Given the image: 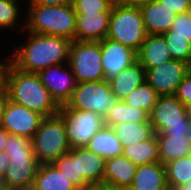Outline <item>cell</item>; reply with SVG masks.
<instances>
[{
	"label": "cell",
	"mask_w": 191,
	"mask_h": 190,
	"mask_svg": "<svg viewBox=\"0 0 191 190\" xmlns=\"http://www.w3.org/2000/svg\"><path fill=\"white\" fill-rule=\"evenodd\" d=\"M147 35L138 6L113 4L106 38L119 42L138 53Z\"/></svg>",
	"instance_id": "obj_6"
},
{
	"label": "cell",
	"mask_w": 191,
	"mask_h": 190,
	"mask_svg": "<svg viewBox=\"0 0 191 190\" xmlns=\"http://www.w3.org/2000/svg\"><path fill=\"white\" fill-rule=\"evenodd\" d=\"M43 118L38 112L8 99L1 127L9 134L32 139Z\"/></svg>",
	"instance_id": "obj_12"
},
{
	"label": "cell",
	"mask_w": 191,
	"mask_h": 190,
	"mask_svg": "<svg viewBox=\"0 0 191 190\" xmlns=\"http://www.w3.org/2000/svg\"><path fill=\"white\" fill-rule=\"evenodd\" d=\"M148 34L162 35L171 29L177 14L169 10L158 0H149L139 6Z\"/></svg>",
	"instance_id": "obj_17"
},
{
	"label": "cell",
	"mask_w": 191,
	"mask_h": 190,
	"mask_svg": "<svg viewBox=\"0 0 191 190\" xmlns=\"http://www.w3.org/2000/svg\"><path fill=\"white\" fill-rule=\"evenodd\" d=\"M67 63L77 83L105 80L100 41H72Z\"/></svg>",
	"instance_id": "obj_7"
},
{
	"label": "cell",
	"mask_w": 191,
	"mask_h": 190,
	"mask_svg": "<svg viewBox=\"0 0 191 190\" xmlns=\"http://www.w3.org/2000/svg\"><path fill=\"white\" fill-rule=\"evenodd\" d=\"M24 32L28 35L26 43L17 46L18 49L10 56L15 68L27 73H38L49 66L68 62L71 40Z\"/></svg>",
	"instance_id": "obj_1"
},
{
	"label": "cell",
	"mask_w": 191,
	"mask_h": 190,
	"mask_svg": "<svg viewBox=\"0 0 191 190\" xmlns=\"http://www.w3.org/2000/svg\"><path fill=\"white\" fill-rule=\"evenodd\" d=\"M85 147L105 160L123 154L121 142L116 137L113 129L106 125L98 130Z\"/></svg>",
	"instance_id": "obj_22"
},
{
	"label": "cell",
	"mask_w": 191,
	"mask_h": 190,
	"mask_svg": "<svg viewBox=\"0 0 191 190\" xmlns=\"http://www.w3.org/2000/svg\"><path fill=\"white\" fill-rule=\"evenodd\" d=\"M128 190H169L165 165L161 162L139 165Z\"/></svg>",
	"instance_id": "obj_19"
},
{
	"label": "cell",
	"mask_w": 191,
	"mask_h": 190,
	"mask_svg": "<svg viewBox=\"0 0 191 190\" xmlns=\"http://www.w3.org/2000/svg\"><path fill=\"white\" fill-rule=\"evenodd\" d=\"M4 152L10 156L9 166L4 176L6 188L31 189L39 167L33 152L32 140L9 134Z\"/></svg>",
	"instance_id": "obj_4"
},
{
	"label": "cell",
	"mask_w": 191,
	"mask_h": 190,
	"mask_svg": "<svg viewBox=\"0 0 191 190\" xmlns=\"http://www.w3.org/2000/svg\"><path fill=\"white\" fill-rule=\"evenodd\" d=\"M169 10L174 11L177 15L188 12L190 0H158Z\"/></svg>",
	"instance_id": "obj_36"
},
{
	"label": "cell",
	"mask_w": 191,
	"mask_h": 190,
	"mask_svg": "<svg viewBox=\"0 0 191 190\" xmlns=\"http://www.w3.org/2000/svg\"><path fill=\"white\" fill-rule=\"evenodd\" d=\"M9 133L2 127H0V153L4 152L5 145L8 140Z\"/></svg>",
	"instance_id": "obj_42"
},
{
	"label": "cell",
	"mask_w": 191,
	"mask_h": 190,
	"mask_svg": "<svg viewBox=\"0 0 191 190\" xmlns=\"http://www.w3.org/2000/svg\"><path fill=\"white\" fill-rule=\"evenodd\" d=\"M29 5L62 6L73 5L74 0H28Z\"/></svg>",
	"instance_id": "obj_37"
},
{
	"label": "cell",
	"mask_w": 191,
	"mask_h": 190,
	"mask_svg": "<svg viewBox=\"0 0 191 190\" xmlns=\"http://www.w3.org/2000/svg\"><path fill=\"white\" fill-rule=\"evenodd\" d=\"M162 36L168 46L171 58L189 64L191 60V43L183 37L172 36V31H168Z\"/></svg>",
	"instance_id": "obj_30"
},
{
	"label": "cell",
	"mask_w": 191,
	"mask_h": 190,
	"mask_svg": "<svg viewBox=\"0 0 191 190\" xmlns=\"http://www.w3.org/2000/svg\"><path fill=\"white\" fill-rule=\"evenodd\" d=\"M171 59L164 37L158 34H148L137 53V61L145 70L169 62Z\"/></svg>",
	"instance_id": "obj_20"
},
{
	"label": "cell",
	"mask_w": 191,
	"mask_h": 190,
	"mask_svg": "<svg viewBox=\"0 0 191 190\" xmlns=\"http://www.w3.org/2000/svg\"><path fill=\"white\" fill-rule=\"evenodd\" d=\"M32 190H79L53 164H39Z\"/></svg>",
	"instance_id": "obj_23"
},
{
	"label": "cell",
	"mask_w": 191,
	"mask_h": 190,
	"mask_svg": "<svg viewBox=\"0 0 191 190\" xmlns=\"http://www.w3.org/2000/svg\"><path fill=\"white\" fill-rule=\"evenodd\" d=\"M175 96L184 104H191V74L188 73L186 77L179 84Z\"/></svg>",
	"instance_id": "obj_35"
},
{
	"label": "cell",
	"mask_w": 191,
	"mask_h": 190,
	"mask_svg": "<svg viewBox=\"0 0 191 190\" xmlns=\"http://www.w3.org/2000/svg\"><path fill=\"white\" fill-rule=\"evenodd\" d=\"M68 180L78 188V168L75 160V148L63 154L54 163H52Z\"/></svg>",
	"instance_id": "obj_31"
},
{
	"label": "cell",
	"mask_w": 191,
	"mask_h": 190,
	"mask_svg": "<svg viewBox=\"0 0 191 190\" xmlns=\"http://www.w3.org/2000/svg\"><path fill=\"white\" fill-rule=\"evenodd\" d=\"M23 31L75 40L76 12L73 5H28Z\"/></svg>",
	"instance_id": "obj_3"
},
{
	"label": "cell",
	"mask_w": 191,
	"mask_h": 190,
	"mask_svg": "<svg viewBox=\"0 0 191 190\" xmlns=\"http://www.w3.org/2000/svg\"><path fill=\"white\" fill-rule=\"evenodd\" d=\"M17 4V0H0V29L16 28L21 12Z\"/></svg>",
	"instance_id": "obj_32"
},
{
	"label": "cell",
	"mask_w": 191,
	"mask_h": 190,
	"mask_svg": "<svg viewBox=\"0 0 191 190\" xmlns=\"http://www.w3.org/2000/svg\"><path fill=\"white\" fill-rule=\"evenodd\" d=\"M9 159L10 156L7 153H0V177L2 178H4L5 172L9 166Z\"/></svg>",
	"instance_id": "obj_39"
},
{
	"label": "cell",
	"mask_w": 191,
	"mask_h": 190,
	"mask_svg": "<svg viewBox=\"0 0 191 190\" xmlns=\"http://www.w3.org/2000/svg\"><path fill=\"white\" fill-rule=\"evenodd\" d=\"M5 91L9 100L44 117L59 113L60 106L41 83L37 73H27L10 64L6 74Z\"/></svg>",
	"instance_id": "obj_2"
},
{
	"label": "cell",
	"mask_w": 191,
	"mask_h": 190,
	"mask_svg": "<svg viewBox=\"0 0 191 190\" xmlns=\"http://www.w3.org/2000/svg\"><path fill=\"white\" fill-rule=\"evenodd\" d=\"M186 137H187V140L191 143V121H189L187 125Z\"/></svg>",
	"instance_id": "obj_44"
},
{
	"label": "cell",
	"mask_w": 191,
	"mask_h": 190,
	"mask_svg": "<svg viewBox=\"0 0 191 190\" xmlns=\"http://www.w3.org/2000/svg\"><path fill=\"white\" fill-rule=\"evenodd\" d=\"M149 0H113V4L123 6H141Z\"/></svg>",
	"instance_id": "obj_40"
},
{
	"label": "cell",
	"mask_w": 191,
	"mask_h": 190,
	"mask_svg": "<svg viewBox=\"0 0 191 190\" xmlns=\"http://www.w3.org/2000/svg\"><path fill=\"white\" fill-rule=\"evenodd\" d=\"M145 81V68L136 61L108 82L117 100H124Z\"/></svg>",
	"instance_id": "obj_21"
},
{
	"label": "cell",
	"mask_w": 191,
	"mask_h": 190,
	"mask_svg": "<svg viewBox=\"0 0 191 190\" xmlns=\"http://www.w3.org/2000/svg\"><path fill=\"white\" fill-rule=\"evenodd\" d=\"M122 155L137 166L160 162L156 134L154 133L149 139L135 145L123 147Z\"/></svg>",
	"instance_id": "obj_25"
},
{
	"label": "cell",
	"mask_w": 191,
	"mask_h": 190,
	"mask_svg": "<svg viewBox=\"0 0 191 190\" xmlns=\"http://www.w3.org/2000/svg\"><path fill=\"white\" fill-rule=\"evenodd\" d=\"M185 110L188 120L191 121V104L185 105Z\"/></svg>",
	"instance_id": "obj_45"
},
{
	"label": "cell",
	"mask_w": 191,
	"mask_h": 190,
	"mask_svg": "<svg viewBox=\"0 0 191 190\" xmlns=\"http://www.w3.org/2000/svg\"><path fill=\"white\" fill-rule=\"evenodd\" d=\"M149 122L153 132L165 136H186L189 123L185 105L174 96H159L155 106L149 113Z\"/></svg>",
	"instance_id": "obj_9"
},
{
	"label": "cell",
	"mask_w": 191,
	"mask_h": 190,
	"mask_svg": "<svg viewBox=\"0 0 191 190\" xmlns=\"http://www.w3.org/2000/svg\"><path fill=\"white\" fill-rule=\"evenodd\" d=\"M93 190H128V189L114 188V187L101 185V186L94 187Z\"/></svg>",
	"instance_id": "obj_43"
},
{
	"label": "cell",
	"mask_w": 191,
	"mask_h": 190,
	"mask_svg": "<svg viewBox=\"0 0 191 190\" xmlns=\"http://www.w3.org/2000/svg\"><path fill=\"white\" fill-rule=\"evenodd\" d=\"M149 121V113L144 109H139L127 105L123 100H118L114 107L110 110L104 124L113 126L119 123H147Z\"/></svg>",
	"instance_id": "obj_27"
},
{
	"label": "cell",
	"mask_w": 191,
	"mask_h": 190,
	"mask_svg": "<svg viewBox=\"0 0 191 190\" xmlns=\"http://www.w3.org/2000/svg\"><path fill=\"white\" fill-rule=\"evenodd\" d=\"M158 98L159 95L155 92V89L145 81L142 85L133 90L123 101L131 107L144 109L150 113Z\"/></svg>",
	"instance_id": "obj_29"
},
{
	"label": "cell",
	"mask_w": 191,
	"mask_h": 190,
	"mask_svg": "<svg viewBox=\"0 0 191 190\" xmlns=\"http://www.w3.org/2000/svg\"><path fill=\"white\" fill-rule=\"evenodd\" d=\"M111 12L76 13L75 40L101 41L106 38Z\"/></svg>",
	"instance_id": "obj_16"
},
{
	"label": "cell",
	"mask_w": 191,
	"mask_h": 190,
	"mask_svg": "<svg viewBox=\"0 0 191 190\" xmlns=\"http://www.w3.org/2000/svg\"><path fill=\"white\" fill-rule=\"evenodd\" d=\"M169 31H172V36L183 37L191 43V13L177 15Z\"/></svg>",
	"instance_id": "obj_34"
},
{
	"label": "cell",
	"mask_w": 191,
	"mask_h": 190,
	"mask_svg": "<svg viewBox=\"0 0 191 190\" xmlns=\"http://www.w3.org/2000/svg\"><path fill=\"white\" fill-rule=\"evenodd\" d=\"M189 73L191 74V60L189 62Z\"/></svg>",
	"instance_id": "obj_49"
},
{
	"label": "cell",
	"mask_w": 191,
	"mask_h": 190,
	"mask_svg": "<svg viewBox=\"0 0 191 190\" xmlns=\"http://www.w3.org/2000/svg\"><path fill=\"white\" fill-rule=\"evenodd\" d=\"M164 165L169 190H176L191 181V156L174 159Z\"/></svg>",
	"instance_id": "obj_28"
},
{
	"label": "cell",
	"mask_w": 191,
	"mask_h": 190,
	"mask_svg": "<svg viewBox=\"0 0 191 190\" xmlns=\"http://www.w3.org/2000/svg\"><path fill=\"white\" fill-rule=\"evenodd\" d=\"M32 148L39 164H52L71 150L64 125V117H44L32 137Z\"/></svg>",
	"instance_id": "obj_5"
},
{
	"label": "cell",
	"mask_w": 191,
	"mask_h": 190,
	"mask_svg": "<svg viewBox=\"0 0 191 190\" xmlns=\"http://www.w3.org/2000/svg\"><path fill=\"white\" fill-rule=\"evenodd\" d=\"M188 73V63L171 59L169 62L146 69L145 79L159 96H174Z\"/></svg>",
	"instance_id": "obj_11"
},
{
	"label": "cell",
	"mask_w": 191,
	"mask_h": 190,
	"mask_svg": "<svg viewBox=\"0 0 191 190\" xmlns=\"http://www.w3.org/2000/svg\"><path fill=\"white\" fill-rule=\"evenodd\" d=\"M137 167L123 155L105 160L103 185L129 189L134 180Z\"/></svg>",
	"instance_id": "obj_18"
},
{
	"label": "cell",
	"mask_w": 191,
	"mask_h": 190,
	"mask_svg": "<svg viewBox=\"0 0 191 190\" xmlns=\"http://www.w3.org/2000/svg\"><path fill=\"white\" fill-rule=\"evenodd\" d=\"M6 186L4 183V178L0 177V190H5Z\"/></svg>",
	"instance_id": "obj_47"
},
{
	"label": "cell",
	"mask_w": 191,
	"mask_h": 190,
	"mask_svg": "<svg viewBox=\"0 0 191 190\" xmlns=\"http://www.w3.org/2000/svg\"><path fill=\"white\" fill-rule=\"evenodd\" d=\"M116 137L121 142L122 147L135 145L149 139L153 134V129L148 121L147 123H119L111 126Z\"/></svg>",
	"instance_id": "obj_26"
},
{
	"label": "cell",
	"mask_w": 191,
	"mask_h": 190,
	"mask_svg": "<svg viewBox=\"0 0 191 190\" xmlns=\"http://www.w3.org/2000/svg\"><path fill=\"white\" fill-rule=\"evenodd\" d=\"M117 101L109 82L100 80L77 83L66 105L80 111L97 112L105 119Z\"/></svg>",
	"instance_id": "obj_8"
},
{
	"label": "cell",
	"mask_w": 191,
	"mask_h": 190,
	"mask_svg": "<svg viewBox=\"0 0 191 190\" xmlns=\"http://www.w3.org/2000/svg\"><path fill=\"white\" fill-rule=\"evenodd\" d=\"M176 190H191V181L186 185L178 187Z\"/></svg>",
	"instance_id": "obj_46"
},
{
	"label": "cell",
	"mask_w": 191,
	"mask_h": 190,
	"mask_svg": "<svg viewBox=\"0 0 191 190\" xmlns=\"http://www.w3.org/2000/svg\"><path fill=\"white\" fill-rule=\"evenodd\" d=\"M59 112L64 117V125L71 148L84 147L101 129L104 119L97 112L80 111L60 105Z\"/></svg>",
	"instance_id": "obj_10"
},
{
	"label": "cell",
	"mask_w": 191,
	"mask_h": 190,
	"mask_svg": "<svg viewBox=\"0 0 191 190\" xmlns=\"http://www.w3.org/2000/svg\"><path fill=\"white\" fill-rule=\"evenodd\" d=\"M5 61H0V92L5 91L6 85V74L7 70L11 64V57L4 59Z\"/></svg>",
	"instance_id": "obj_38"
},
{
	"label": "cell",
	"mask_w": 191,
	"mask_h": 190,
	"mask_svg": "<svg viewBox=\"0 0 191 190\" xmlns=\"http://www.w3.org/2000/svg\"><path fill=\"white\" fill-rule=\"evenodd\" d=\"M37 74L59 106L70 100L77 82L68 63L49 66Z\"/></svg>",
	"instance_id": "obj_13"
},
{
	"label": "cell",
	"mask_w": 191,
	"mask_h": 190,
	"mask_svg": "<svg viewBox=\"0 0 191 190\" xmlns=\"http://www.w3.org/2000/svg\"><path fill=\"white\" fill-rule=\"evenodd\" d=\"M7 100H8V96L6 91L0 92V127L2 125L4 110L6 107Z\"/></svg>",
	"instance_id": "obj_41"
},
{
	"label": "cell",
	"mask_w": 191,
	"mask_h": 190,
	"mask_svg": "<svg viewBox=\"0 0 191 190\" xmlns=\"http://www.w3.org/2000/svg\"><path fill=\"white\" fill-rule=\"evenodd\" d=\"M188 12H190V13H191V0L189 1Z\"/></svg>",
	"instance_id": "obj_48"
},
{
	"label": "cell",
	"mask_w": 191,
	"mask_h": 190,
	"mask_svg": "<svg viewBox=\"0 0 191 190\" xmlns=\"http://www.w3.org/2000/svg\"><path fill=\"white\" fill-rule=\"evenodd\" d=\"M158 140V156L161 163L191 156V143L183 135L165 136L163 133L156 134Z\"/></svg>",
	"instance_id": "obj_24"
},
{
	"label": "cell",
	"mask_w": 191,
	"mask_h": 190,
	"mask_svg": "<svg viewBox=\"0 0 191 190\" xmlns=\"http://www.w3.org/2000/svg\"><path fill=\"white\" fill-rule=\"evenodd\" d=\"M113 0H74L73 7L76 13L111 12Z\"/></svg>",
	"instance_id": "obj_33"
},
{
	"label": "cell",
	"mask_w": 191,
	"mask_h": 190,
	"mask_svg": "<svg viewBox=\"0 0 191 190\" xmlns=\"http://www.w3.org/2000/svg\"><path fill=\"white\" fill-rule=\"evenodd\" d=\"M75 160L78 168V189L93 190L103 185L105 159L88 148L75 147Z\"/></svg>",
	"instance_id": "obj_14"
},
{
	"label": "cell",
	"mask_w": 191,
	"mask_h": 190,
	"mask_svg": "<svg viewBox=\"0 0 191 190\" xmlns=\"http://www.w3.org/2000/svg\"><path fill=\"white\" fill-rule=\"evenodd\" d=\"M100 44L101 64L107 81L137 61V53L119 42L104 38Z\"/></svg>",
	"instance_id": "obj_15"
}]
</instances>
